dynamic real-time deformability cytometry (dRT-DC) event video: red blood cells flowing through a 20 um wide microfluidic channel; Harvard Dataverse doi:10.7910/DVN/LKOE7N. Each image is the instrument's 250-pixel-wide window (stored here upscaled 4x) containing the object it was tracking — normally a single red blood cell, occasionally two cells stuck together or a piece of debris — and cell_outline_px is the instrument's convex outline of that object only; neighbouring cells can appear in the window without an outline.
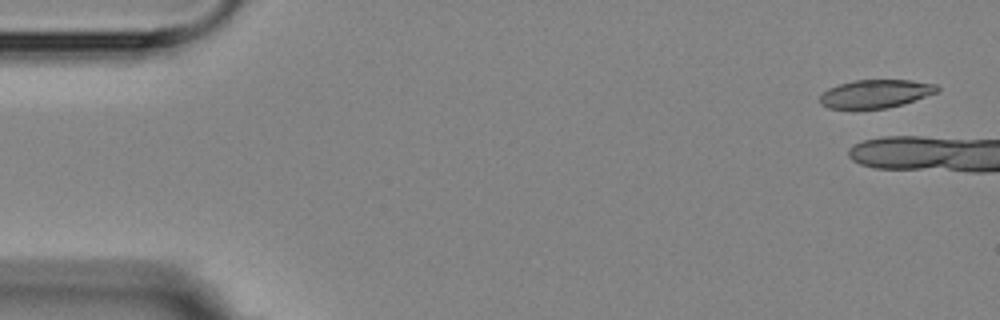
{"species": "Egyptian fruit bat (a non-hibernating species)", "species_latin": "Rousettus aegyptiacus", "temperature_condition": "room temperature", "stored_images_in_passage": 7, "camera_frame_rate_fps": 3000, "um_per_image_px": 0.085, "animal": {"sex": "female"}, "frame": {"image": 1, "passage_image": 1, "time_ms": 0.0, "image_size_px": [1000, 320], "cell_outline_px": [[940, 88], [936, 92], [904, 104], [884, 108], [828, 108], [820, 104], [820, 96], [828, 88], [840, 84], [856, 80], [912, 80], [936, 84]], "centroid_in_image_um": [74.43, 7.96], "position_along_channel_um": 10.6, "area_um2": 19.07}}